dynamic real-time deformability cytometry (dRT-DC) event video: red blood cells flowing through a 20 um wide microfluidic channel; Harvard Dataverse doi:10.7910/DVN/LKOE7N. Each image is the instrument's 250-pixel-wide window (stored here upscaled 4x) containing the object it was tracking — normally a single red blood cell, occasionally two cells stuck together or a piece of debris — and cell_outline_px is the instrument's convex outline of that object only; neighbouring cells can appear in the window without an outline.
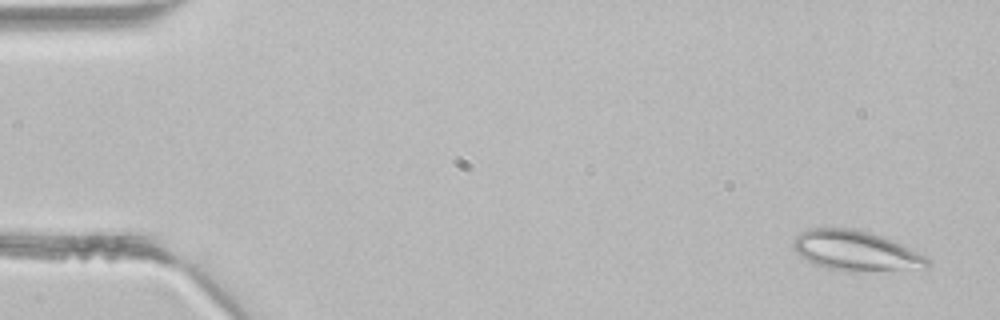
{"species": "common noctule bat (a hibernating species)", "species_latin": "Nyctalus noctula", "temperature_condition": "room temperature", "stored_images_in_passage": 4, "camera_frame_rate_fps": 3000, "um_per_image_px": 0.085, "animal": {"sex": "male", "body_mass_g": 21.5, "forearm_length_mm": 52.0}, "frame": {"image": 1, "passage_image": 4, "time_ms": 1.0, "image_size_px": [1000, 320], "cell_outline_px": [[932, 264], [928, 268], [856, 272], [848, 272], [828, 268], [816, 264], [800, 256], [792, 248], [792, 240], [800, 232], [808, 228], [852, 228], [868, 232], [892, 240], [924, 256]], "centroid_in_image_um": [72.7, 21.33], "position_along_channel_um": 12.3, "area_um2": 31.27}}